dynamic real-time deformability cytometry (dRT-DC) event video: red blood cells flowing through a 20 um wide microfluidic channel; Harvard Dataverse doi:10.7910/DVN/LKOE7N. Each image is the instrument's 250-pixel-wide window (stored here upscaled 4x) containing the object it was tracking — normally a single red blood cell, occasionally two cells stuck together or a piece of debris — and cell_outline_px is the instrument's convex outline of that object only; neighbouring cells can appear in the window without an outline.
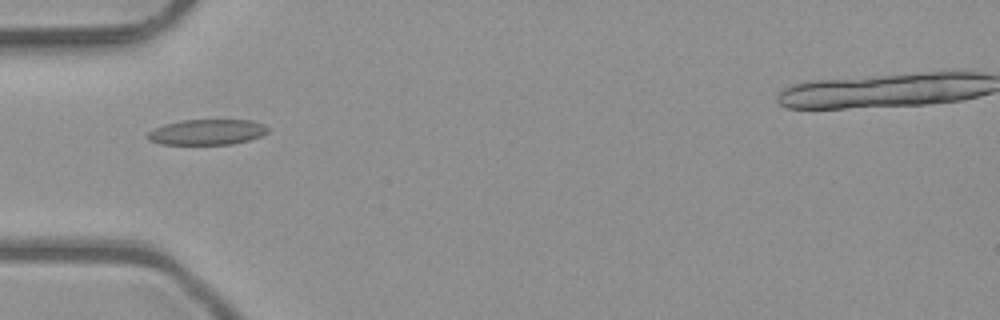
{"species": "common noctule bat (a hibernating species)", "species_latin": "Nyctalus noctula", "temperature_condition": "room temperature", "stored_images_in_passage": 2, "camera_frame_rate_fps": 3000, "um_per_image_px": 0.085, "animal": {"sex": "male", "body_mass_g": 23.1, "forearm_length_mm": 52.7}, "frame": {"image": 1, "passage_image": 1, "time_ms": 0.0, "image_size_px": [1000, 320], "cell_outline_px": [[268, 132], [260, 136], [248, 140], [232, 144], [160, 144], [148, 140], [148, 132], [164, 124], [180, 120], [252, 120], [264, 124], [268, 128]], "centroid_in_image_um": [17.6, 11.22], "position_along_channel_um": 67.4, "area_um2": 17.8}}
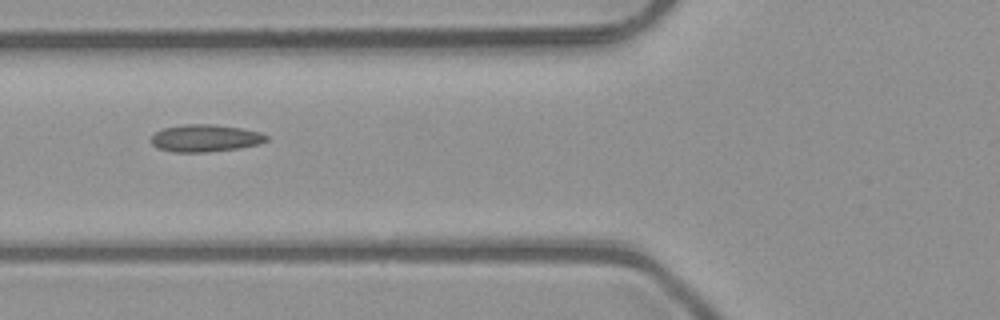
{"frame": {"image": 2, "passage_image": 2, "time_ms": 0.333, "image_size_px": [1000, 320], "cell_outline_px": [[268, 140], [260, 144], [240, 148], [208, 152], [172, 152], [156, 148], [152, 144], [152, 136], [156, 132], [164, 128], [184, 124], [212, 124], [240, 128], [260, 132], [268, 136]], "centroid_in_image_um": [17.46, 11.75], "position_along_channel_um": 108.3, "area_um2": 18.38}}